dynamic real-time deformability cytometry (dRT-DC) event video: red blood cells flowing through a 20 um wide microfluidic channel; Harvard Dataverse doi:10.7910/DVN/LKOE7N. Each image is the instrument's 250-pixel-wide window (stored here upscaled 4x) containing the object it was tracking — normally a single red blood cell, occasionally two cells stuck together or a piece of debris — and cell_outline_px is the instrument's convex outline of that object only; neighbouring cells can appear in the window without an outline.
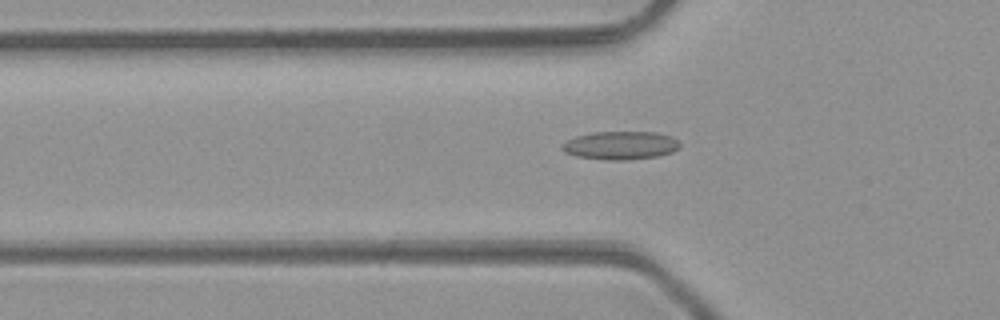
{"species": "common noctule bat (a hibernating species)", "species_latin": "Nyctalus noctula", "temperature_condition": "room temperature", "stored_images_in_passage": 49, "camera_frame_rate_fps": 3000, "um_per_image_px": 0.085, "animal": {"sex": "male", "body_mass_g": 23.1, "forearm_length_mm": 52.7}, "frame": {"image": 1, "passage_image": 17, "time_ms": 5.333, "image_size_px": [1000, 320], "cell_outline_px": [[680, 148], [672, 152], [656, 156], [624, 160], [608, 160], [576, 156], [564, 152], [560, 148], [560, 144], [576, 136], [592, 132], [656, 132], [672, 136], [680, 144]], "centroid_in_image_um": [52.72, 12.35], "position_along_channel_um": 73.1, "area_um2": 19.42}}
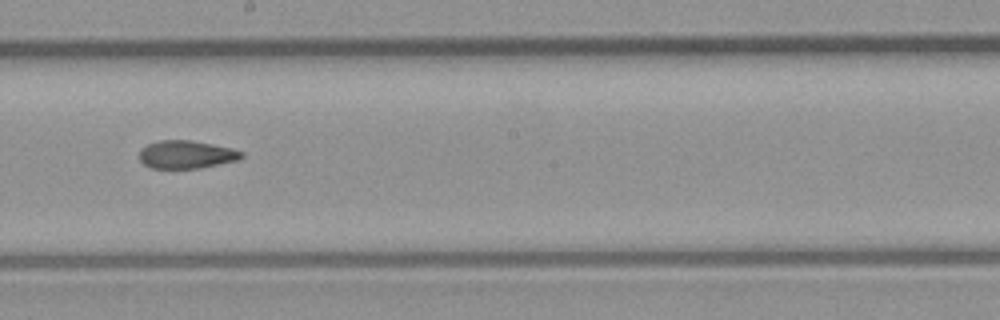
{"frame": {"image": 2, "passage_image": 28, "time_ms": 9.0, "image_size_px": [1000, 320], "cell_outline_px": [[244, 156], [240, 160], [200, 168], [152, 168], [144, 164], [140, 160], [140, 148], [148, 144], [160, 140], [192, 140], [232, 148], [244, 152]], "centroid_in_image_um": [15.87, 13.13], "position_along_channel_um": 232.3, "area_um2": 16.76}}
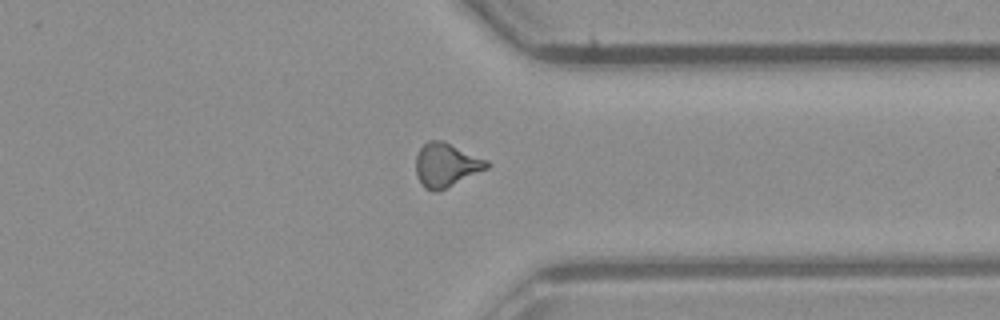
{"frame": {"image": 3, "passage_image": 38, "time_ms": 12.333, "image_size_px": [1000, 320], "cell_outline_px": [[492, 164], [488, 168], [436, 192], [432, 192], [424, 188], [420, 184], [416, 172], [416, 156], [420, 148], [428, 140], [444, 140], [488, 160]], "centroid_in_image_um": [37.92, 14.01], "position_along_channel_um": 373.5, "area_um2": 18.21}, "authors_computed_cell_mechanics": {"area_um2": 17.5712, "velocity_mm_per_s": 4.3126, "shape_relaxation_time_tau1_ms": null, "shape_relaxation_time_tau2_ms": 5.372, "deformation_change_tau1": null, "deformation_change_tau2": 0.1466}}